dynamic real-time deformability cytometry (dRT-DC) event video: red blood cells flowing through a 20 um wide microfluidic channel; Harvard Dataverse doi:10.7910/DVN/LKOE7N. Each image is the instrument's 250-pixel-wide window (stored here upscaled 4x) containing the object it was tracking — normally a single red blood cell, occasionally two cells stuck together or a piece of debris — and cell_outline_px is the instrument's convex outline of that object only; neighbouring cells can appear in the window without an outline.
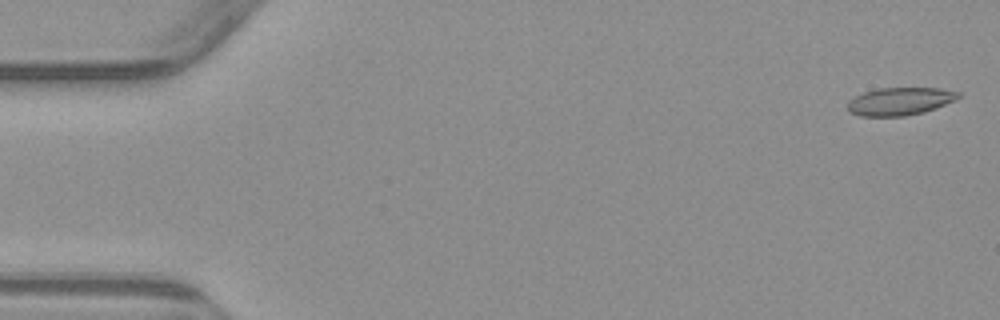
{"species": "common noctule bat (a hibernating species)", "species_latin": "Nyctalus noctula", "temperature_condition": "warm", "stored_images_in_passage": 5, "camera_frame_rate_fps": 3000, "um_per_image_px": 0.085, "animal": {"sex": "male", "body_mass_g": 23.1, "forearm_length_mm": 52.7}, "frame": {"image": 1, "passage_image": 1, "time_ms": 0.0, "image_size_px": [1000, 320], "cell_outline_px": [[964, 96], [956, 100], [936, 108], [924, 112], [904, 116], [860, 116], [848, 112], [848, 100], [864, 92], [880, 88], [940, 88], [960, 92]], "centroid_in_image_um": [76.53, 8.61], "position_along_channel_um": 8.5, "area_um2": 18.09}}
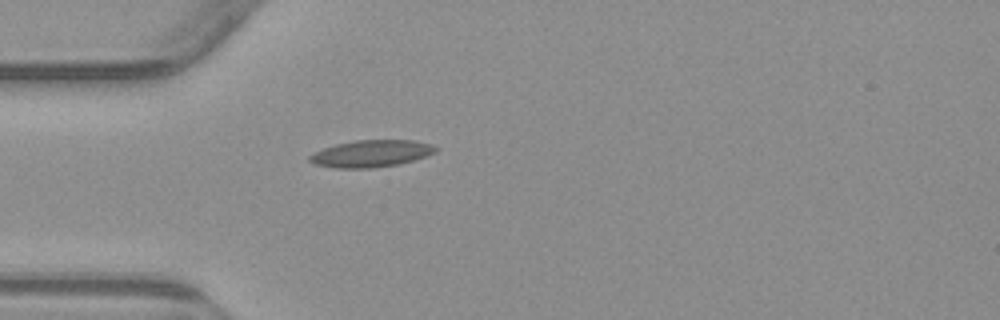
{"frame": {"image": 2, "passage_image": 5, "time_ms": 4.667, "image_size_px": [1000, 320], "cell_outline_px": [[440, 148], [436, 152], [400, 164], [372, 168], [336, 168], [316, 164], [308, 160], [308, 156], [324, 148], [336, 144], [356, 140], [416, 140], [432, 144]], "centroid_in_image_um": [31.59, 13.05], "position_along_channel_um": 53.4, "area_um2": 19.77}}